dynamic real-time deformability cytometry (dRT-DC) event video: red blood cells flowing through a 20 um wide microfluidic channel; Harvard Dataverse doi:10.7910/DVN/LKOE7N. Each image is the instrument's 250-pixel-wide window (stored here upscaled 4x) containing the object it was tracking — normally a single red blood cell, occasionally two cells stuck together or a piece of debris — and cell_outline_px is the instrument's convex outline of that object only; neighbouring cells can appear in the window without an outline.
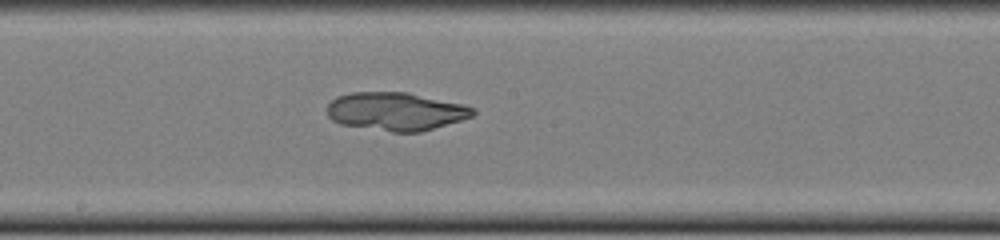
{"species": "common noctule bat (a hibernating species)", "species_latin": "Nyctalus noctula", "temperature_condition": "cold", "stored_images_in_passage": 37, "camera_frame_rate_fps": 3000, "um_per_image_px": 0.085, "animal": {"sex": "female", "body_mass_g": 22.0, "forearm_length_mm": 56.7}, "frame": {"image": 1, "passage_image": 16, "time_ms": 5.0, "image_size_px": [1000, 240], "cell_outline_px": [[476, 112], [472, 116], [460, 120], [420, 132], [392, 132], [340, 124], [332, 120], [328, 116], [328, 104], [336, 96], [352, 92], [408, 92], [464, 104], [476, 108]], "centroid_in_image_um": [33.65, 9.46], "position_along_channel_um": 214.6, "area_um2": 32.48}}
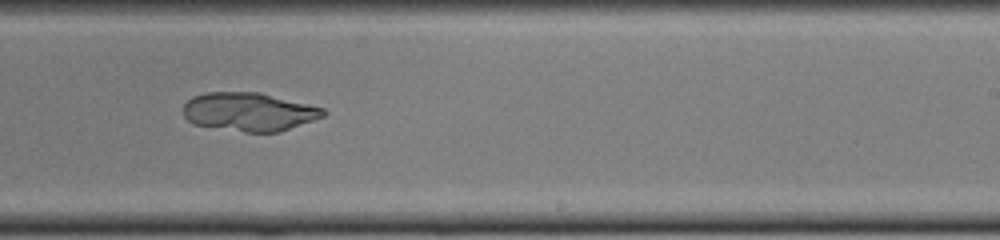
{"frame": {"image": 2, "passage_image": 20, "time_ms": 6.333, "image_size_px": [1000, 240], "cell_outline_px": [[328, 112], [324, 116], [280, 132], [244, 132], [192, 124], [184, 116], [184, 104], [192, 96], [208, 92], [260, 92], [324, 108]], "centroid_in_image_um": [21.17, 9.5], "position_along_channel_um": 267.8, "area_um2": 31.44}}
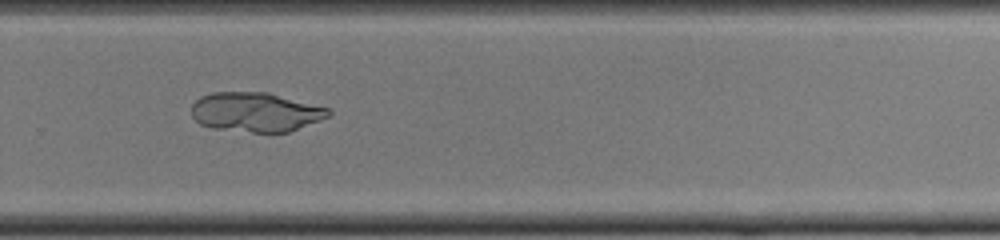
{"frame": {"image": 3, "passage_image": 23, "time_ms": 7.333, "image_size_px": [1000, 240], "cell_outline_px": [[332, 116], [288, 132], [252, 132], [212, 128], [200, 124], [192, 116], [192, 104], [200, 96], [212, 92], [268, 92], [328, 108], [332, 112]], "centroid_in_image_um": [21.74, 9.52], "position_along_channel_um": 308.1, "area_um2": 31.5}}